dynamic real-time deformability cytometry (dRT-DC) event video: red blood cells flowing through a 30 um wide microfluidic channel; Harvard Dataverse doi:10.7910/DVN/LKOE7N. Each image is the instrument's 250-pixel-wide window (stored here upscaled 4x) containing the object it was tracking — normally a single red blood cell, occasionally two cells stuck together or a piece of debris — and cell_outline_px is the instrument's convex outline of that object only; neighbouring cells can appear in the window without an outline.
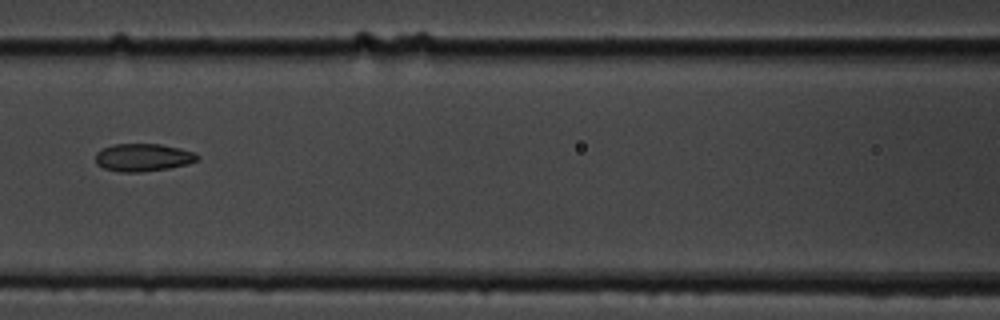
{"species": "common noctule bat (a hibernating species)", "species_latin": "Nyctalus noctula", "temperature_condition": "cold", "stored_images_in_passage": 12, "camera_frame_rate_fps": 3000, "um_per_image_px": 0.085, "animal": {"sex": "male", "body_mass_g": 19.5, "forearm_length_mm": 54.6}, "frame": {"image": 1, "passage_image": 4, "time_ms": 3.667, "image_size_px": [1000, 320], "cell_outline_px": [[200, 156], [196, 160], [188, 164], [168, 168], [140, 172], [120, 172], [104, 168], [96, 164], [96, 152], [100, 148], [112, 144], [160, 144], [180, 148], [192, 152]], "centroid_in_image_um": [12.11, 13.37], "position_along_channel_um": 154.5, "area_um2": 16.47}}
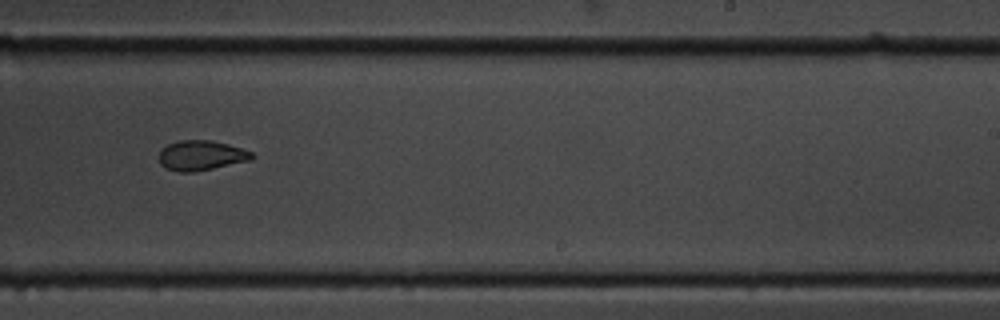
{"frame": {"image": 2, "passage_image": 7, "time_ms": 7.0, "image_size_px": [1000, 320], "cell_outline_px": [[256, 156], [252, 160], [196, 172], [180, 172], [164, 168], [160, 164], [160, 152], [168, 144], [180, 140], [208, 140], [228, 144], [252, 152]], "centroid_in_image_um": [17.13, 13.23], "position_along_channel_um": 271.9, "area_um2": 16.24}}
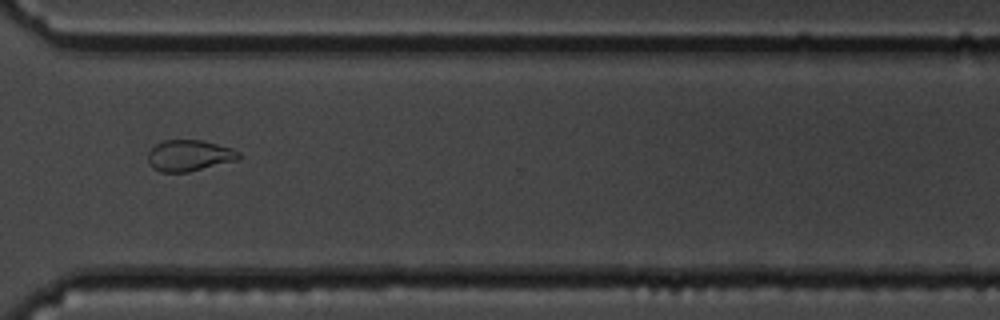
{"frame": {"image": 3, "passage_image": 9, "time_ms": 9.333, "image_size_px": [1000, 320], "cell_outline_px": [[240, 160], [188, 172], [160, 172], [152, 168], [148, 164], [148, 152], [156, 144], [164, 140], [200, 140], [232, 148], [240, 152]], "centroid_in_image_um": [16.09, 13.23], "position_along_channel_um": 354.5, "area_um2": 16.65}, "authors_computed_cell_mechanics": {"area_um2": 18.3515, "velocity_mm_per_s": 3.5222, "shape_relaxation_time_tau1_ms": 4.5686, "shape_relaxation_time_tau2_ms": 4.6257, "deformation_change_tau1": 0.142, "deformation_change_tau2": 0.0711}}